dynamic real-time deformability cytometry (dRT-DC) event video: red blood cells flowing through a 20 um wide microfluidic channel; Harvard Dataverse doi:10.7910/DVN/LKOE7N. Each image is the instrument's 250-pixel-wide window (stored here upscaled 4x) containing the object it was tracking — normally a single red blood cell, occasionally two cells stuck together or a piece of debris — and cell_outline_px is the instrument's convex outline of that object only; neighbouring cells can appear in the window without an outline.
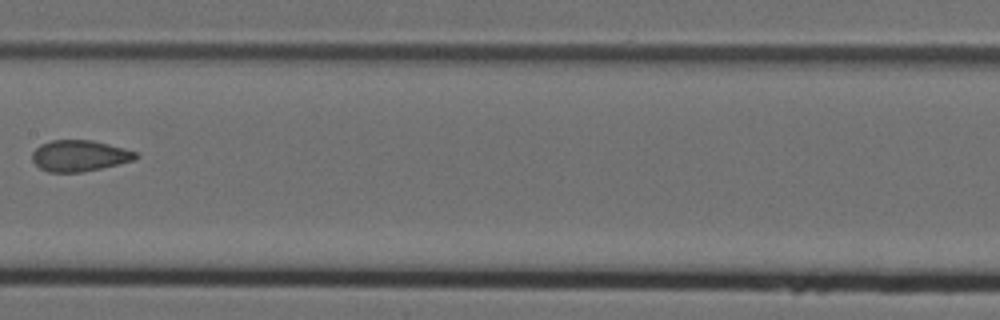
{"species": "Egyptian fruit bat (a non-hibernating species)", "species_latin": "Rousettus aegyptiacus", "temperature_condition": "cold", "stored_images_in_passage": 8, "camera_frame_rate_fps": 3000, "um_per_image_px": 0.085, "animal": {"sex": "female"}, "frame": {"image": 1, "passage_image": 7, "time_ms": 2.0, "image_size_px": [1000, 320], "cell_outline_px": [[140, 156], [132, 160], [100, 168], [80, 172], [48, 172], [40, 168], [32, 160], [32, 152], [40, 144], [52, 140], [92, 140], [124, 148], [136, 152]], "centroid_in_image_um": [6.72, 13.23], "position_along_channel_um": 200.7, "area_um2": 18.61}}
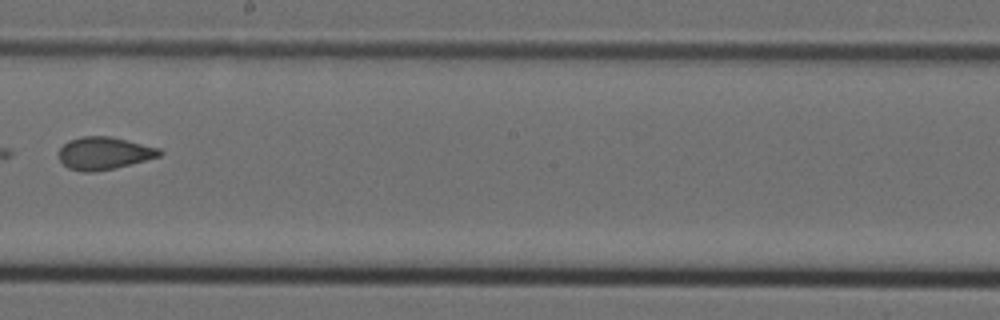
{"frame": {"image": 2, "passage_image": 8, "time_ms": 2.333, "image_size_px": [1000, 320], "cell_outline_px": [[164, 152], [160, 156], [116, 168], [96, 172], [80, 172], [68, 168], [60, 160], [56, 152], [68, 140], [84, 136], [112, 136], [160, 148]], "centroid_in_image_um": [8.83, 13.03], "position_along_channel_um": 239.4, "area_um2": 19.42}}